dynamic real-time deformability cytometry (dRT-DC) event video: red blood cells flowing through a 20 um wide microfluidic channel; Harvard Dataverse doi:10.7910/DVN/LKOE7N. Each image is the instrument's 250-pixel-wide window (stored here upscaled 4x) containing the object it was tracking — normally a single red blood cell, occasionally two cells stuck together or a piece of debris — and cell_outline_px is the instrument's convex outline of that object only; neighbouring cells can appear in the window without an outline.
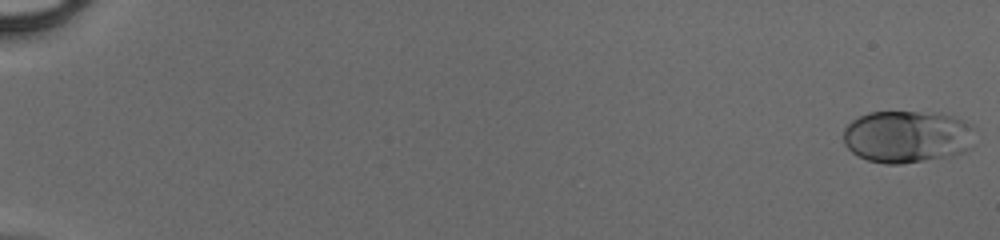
{"species": "human", "species_latin": "Homo sapiens", "temperature_condition": "cold", "stored_images_in_passage": 16, "camera_frame_rate_fps": 3000, "um_per_image_px": 0.085, "donor": {"sex": "male"}, "frame": {"image": 1, "passage_image": 1, "time_ms": 0.0, "image_size_px": [1000, 240], "cell_outline_px": [[972, 144], [964, 152], [956, 156], [900, 164], [884, 164], [868, 160], [852, 152], [844, 144], [844, 128], [852, 120], [868, 112], [940, 112], [964, 120], [972, 124]], "centroid_in_image_um": [77.12, 11.61], "position_along_channel_um": 7.9, "area_um2": 40.46}}